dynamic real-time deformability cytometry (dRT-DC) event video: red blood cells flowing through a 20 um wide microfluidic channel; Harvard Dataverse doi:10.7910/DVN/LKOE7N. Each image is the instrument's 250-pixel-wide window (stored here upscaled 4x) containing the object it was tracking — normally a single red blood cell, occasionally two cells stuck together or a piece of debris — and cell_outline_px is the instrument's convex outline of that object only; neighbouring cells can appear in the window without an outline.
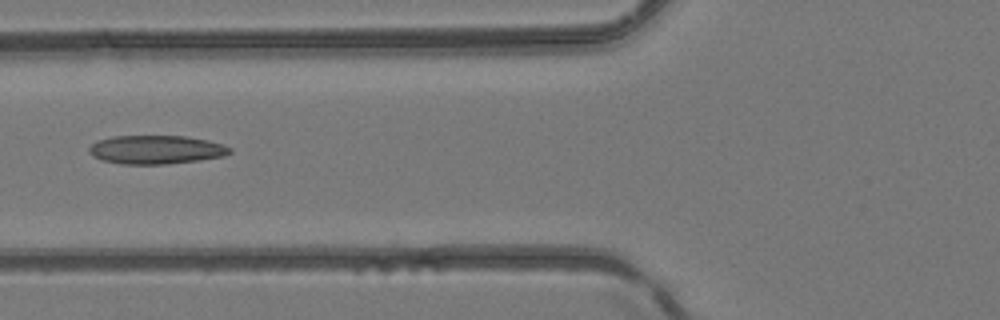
{"species": "common noctule bat (a hibernating species)", "species_latin": "Nyctalus noctula", "temperature_condition": "room temperature", "stored_images_in_passage": 6, "camera_frame_rate_fps": 3000, "um_per_image_px": 0.085, "animal": {"sex": "female", "body_mass_g": 24.6, "forearm_length_mm": 56.2}, "frame": {"image": 1, "passage_image": 6, "time_ms": 5.667, "image_size_px": [1000, 320], "cell_outline_px": [[232, 152], [224, 156], [200, 160], [168, 164], [120, 164], [100, 160], [92, 156], [88, 152], [88, 148], [96, 140], [112, 136], [184, 136], [208, 140], [224, 144], [232, 148]], "centroid_in_image_um": [13.25, 12.72], "position_along_channel_um": 112.5, "area_um2": 23.81}}